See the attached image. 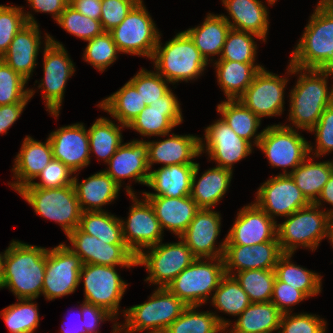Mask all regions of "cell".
Returning a JSON list of instances; mask_svg holds the SVG:
<instances>
[{
	"instance_id": "obj_1",
	"label": "cell",
	"mask_w": 333,
	"mask_h": 333,
	"mask_svg": "<svg viewBox=\"0 0 333 333\" xmlns=\"http://www.w3.org/2000/svg\"><path fill=\"white\" fill-rule=\"evenodd\" d=\"M48 248L12 240L5 250L0 289L8 288L17 299L42 295Z\"/></svg>"
},
{
	"instance_id": "obj_2",
	"label": "cell",
	"mask_w": 333,
	"mask_h": 333,
	"mask_svg": "<svg viewBox=\"0 0 333 333\" xmlns=\"http://www.w3.org/2000/svg\"><path fill=\"white\" fill-rule=\"evenodd\" d=\"M288 64L287 75L299 76L289 92L288 120L293 125L286 126L310 132L326 107L333 103V85L331 88L328 87L329 75L318 69H301Z\"/></svg>"
},
{
	"instance_id": "obj_3",
	"label": "cell",
	"mask_w": 333,
	"mask_h": 333,
	"mask_svg": "<svg viewBox=\"0 0 333 333\" xmlns=\"http://www.w3.org/2000/svg\"><path fill=\"white\" fill-rule=\"evenodd\" d=\"M332 50L333 5L329 1L319 0L289 61L297 68L319 69Z\"/></svg>"
},
{
	"instance_id": "obj_4",
	"label": "cell",
	"mask_w": 333,
	"mask_h": 333,
	"mask_svg": "<svg viewBox=\"0 0 333 333\" xmlns=\"http://www.w3.org/2000/svg\"><path fill=\"white\" fill-rule=\"evenodd\" d=\"M160 38L161 34L151 60L155 70L165 80L174 85L179 81L195 80L202 75L209 62L184 31L166 41L164 46Z\"/></svg>"
},
{
	"instance_id": "obj_5",
	"label": "cell",
	"mask_w": 333,
	"mask_h": 333,
	"mask_svg": "<svg viewBox=\"0 0 333 333\" xmlns=\"http://www.w3.org/2000/svg\"><path fill=\"white\" fill-rule=\"evenodd\" d=\"M187 305L167 288H156L144 303L133 305L122 312L119 333H164L185 310Z\"/></svg>"
},
{
	"instance_id": "obj_6",
	"label": "cell",
	"mask_w": 333,
	"mask_h": 333,
	"mask_svg": "<svg viewBox=\"0 0 333 333\" xmlns=\"http://www.w3.org/2000/svg\"><path fill=\"white\" fill-rule=\"evenodd\" d=\"M277 224V239L282 253H291L298 247L315 251L327 238L329 215L315 204L299 209Z\"/></svg>"
},
{
	"instance_id": "obj_7",
	"label": "cell",
	"mask_w": 333,
	"mask_h": 333,
	"mask_svg": "<svg viewBox=\"0 0 333 333\" xmlns=\"http://www.w3.org/2000/svg\"><path fill=\"white\" fill-rule=\"evenodd\" d=\"M225 275L223 258H196L167 289L187 306H202L212 298Z\"/></svg>"
},
{
	"instance_id": "obj_8",
	"label": "cell",
	"mask_w": 333,
	"mask_h": 333,
	"mask_svg": "<svg viewBox=\"0 0 333 333\" xmlns=\"http://www.w3.org/2000/svg\"><path fill=\"white\" fill-rule=\"evenodd\" d=\"M40 217L58 223L65 235L79 226L82 210L74 185L61 188H21L17 191Z\"/></svg>"
},
{
	"instance_id": "obj_9",
	"label": "cell",
	"mask_w": 333,
	"mask_h": 333,
	"mask_svg": "<svg viewBox=\"0 0 333 333\" xmlns=\"http://www.w3.org/2000/svg\"><path fill=\"white\" fill-rule=\"evenodd\" d=\"M44 39V78L41 79L38 89L42 90L46 111L57 119L64 99L66 83L76 70L62 43L53 39L48 33H45Z\"/></svg>"
},
{
	"instance_id": "obj_10",
	"label": "cell",
	"mask_w": 333,
	"mask_h": 333,
	"mask_svg": "<svg viewBox=\"0 0 333 333\" xmlns=\"http://www.w3.org/2000/svg\"><path fill=\"white\" fill-rule=\"evenodd\" d=\"M143 3L140 0L109 33L122 54L146 56L151 60L161 33Z\"/></svg>"
},
{
	"instance_id": "obj_11",
	"label": "cell",
	"mask_w": 333,
	"mask_h": 333,
	"mask_svg": "<svg viewBox=\"0 0 333 333\" xmlns=\"http://www.w3.org/2000/svg\"><path fill=\"white\" fill-rule=\"evenodd\" d=\"M178 239L177 243L164 244L161 241L137 256L136 265L145 266L149 272L144 281L157 285L158 288H167L196 259L186 243L180 237Z\"/></svg>"
},
{
	"instance_id": "obj_12",
	"label": "cell",
	"mask_w": 333,
	"mask_h": 333,
	"mask_svg": "<svg viewBox=\"0 0 333 333\" xmlns=\"http://www.w3.org/2000/svg\"><path fill=\"white\" fill-rule=\"evenodd\" d=\"M297 131L279 123L263 129L257 148L266 155L272 168H283L279 175H289L310 155L309 142Z\"/></svg>"
},
{
	"instance_id": "obj_13",
	"label": "cell",
	"mask_w": 333,
	"mask_h": 333,
	"mask_svg": "<svg viewBox=\"0 0 333 333\" xmlns=\"http://www.w3.org/2000/svg\"><path fill=\"white\" fill-rule=\"evenodd\" d=\"M80 283H84V302L105 309L118 319L120 301L128 283L120 277L116 266L83 264Z\"/></svg>"
},
{
	"instance_id": "obj_14",
	"label": "cell",
	"mask_w": 333,
	"mask_h": 333,
	"mask_svg": "<svg viewBox=\"0 0 333 333\" xmlns=\"http://www.w3.org/2000/svg\"><path fill=\"white\" fill-rule=\"evenodd\" d=\"M125 190L133 204L127 220L120 219L123 238L126 246L137 257L142 251H146V248L160 243L164 232L149 201L145 197L142 200L138 199L129 185H126Z\"/></svg>"
},
{
	"instance_id": "obj_15",
	"label": "cell",
	"mask_w": 333,
	"mask_h": 333,
	"mask_svg": "<svg viewBox=\"0 0 333 333\" xmlns=\"http://www.w3.org/2000/svg\"><path fill=\"white\" fill-rule=\"evenodd\" d=\"M82 265L80 257L66 244L49 248L42 296L49 301L74 293L80 285Z\"/></svg>"
},
{
	"instance_id": "obj_16",
	"label": "cell",
	"mask_w": 333,
	"mask_h": 333,
	"mask_svg": "<svg viewBox=\"0 0 333 333\" xmlns=\"http://www.w3.org/2000/svg\"><path fill=\"white\" fill-rule=\"evenodd\" d=\"M289 79L261 69L238 100L258 118L280 116L284 112V90Z\"/></svg>"
},
{
	"instance_id": "obj_17",
	"label": "cell",
	"mask_w": 333,
	"mask_h": 333,
	"mask_svg": "<svg viewBox=\"0 0 333 333\" xmlns=\"http://www.w3.org/2000/svg\"><path fill=\"white\" fill-rule=\"evenodd\" d=\"M204 135V139L200 138V153L206 151L216 166L233 171L236 162L252 153L253 145L239 137L222 118L207 126Z\"/></svg>"
},
{
	"instance_id": "obj_18",
	"label": "cell",
	"mask_w": 333,
	"mask_h": 333,
	"mask_svg": "<svg viewBox=\"0 0 333 333\" xmlns=\"http://www.w3.org/2000/svg\"><path fill=\"white\" fill-rule=\"evenodd\" d=\"M272 219L287 217L311 203L290 175H276L261 184L254 201Z\"/></svg>"
},
{
	"instance_id": "obj_19",
	"label": "cell",
	"mask_w": 333,
	"mask_h": 333,
	"mask_svg": "<svg viewBox=\"0 0 333 333\" xmlns=\"http://www.w3.org/2000/svg\"><path fill=\"white\" fill-rule=\"evenodd\" d=\"M72 246H67L76 253L83 264H98L131 268L136 265V255L126 244H106L96 236L82 232L78 227L67 235Z\"/></svg>"
},
{
	"instance_id": "obj_20",
	"label": "cell",
	"mask_w": 333,
	"mask_h": 333,
	"mask_svg": "<svg viewBox=\"0 0 333 333\" xmlns=\"http://www.w3.org/2000/svg\"><path fill=\"white\" fill-rule=\"evenodd\" d=\"M269 241H278L277 221L255 202L239 210L226 236V245L253 246Z\"/></svg>"
},
{
	"instance_id": "obj_21",
	"label": "cell",
	"mask_w": 333,
	"mask_h": 333,
	"mask_svg": "<svg viewBox=\"0 0 333 333\" xmlns=\"http://www.w3.org/2000/svg\"><path fill=\"white\" fill-rule=\"evenodd\" d=\"M220 232V213L214 209H199L187 229L179 237L196 258H223L226 236L220 245L215 244Z\"/></svg>"
},
{
	"instance_id": "obj_22",
	"label": "cell",
	"mask_w": 333,
	"mask_h": 333,
	"mask_svg": "<svg viewBox=\"0 0 333 333\" xmlns=\"http://www.w3.org/2000/svg\"><path fill=\"white\" fill-rule=\"evenodd\" d=\"M182 122L180 103L171 89L165 96L146 106L127 128L144 137H164Z\"/></svg>"
},
{
	"instance_id": "obj_23",
	"label": "cell",
	"mask_w": 333,
	"mask_h": 333,
	"mask_svg": "<svg viewBox=\"0 0 333 333\" xmlns=\"http://www.w3.org/2000/svg\"><path fill=\"white\" fill-rule=\"evenodd\" d=\"M48 138L53 158L60 160L75 174L90 164L89 136L83 123L59 127Z\"/></svg>"
},
{
	"instance_id": "obj_24",
	"label": "cell",
	"mask_w": 333,
	"mask_h": 333,
	"mask_svg": "<svg viewBox=\"0 0 333 333\" xmlns=\"http://www.w3.org/2000/svg\"><path fill=\"white\" fill-rule=\"evenodd\" d=\"M104 171L120 186L125 178L147 185L150 170L148 167V144L145 140H131L122 143Z\"/></svg>"
},
{
	"instance_id": "obj_25",
	"label": "cell",
	"mask_w": 333,
	"mask_h": 333,
	"mask_svg": "<svg viewBox=\"0 0 333 333\" xmlns=\"http://www.w3.org/2000/svg\"><path fill=\"white\" fill-rule=\"evenodd\" d=\"M278 241H269L253 246L225 245L223 254L225 274L245 270H274L282 255Z\"/></svg>"
},
{
	"instance_id": "obj_26",
	"label": "cell",
	"mask_w": 333,
	"mask_h": 333,
	"mask_svg": "<svg viewBox=\"0 0 333 333\" xmlns=\"http://www.w3.org/2000/svg\"><path fill=\"white\" fill-rule=\"evenodd\" d=\"M168 138L159 141H147L148 167L154 163L167 167L173 164H196L194 158L199 157L200 137L196 135L167 134Z\"/></svg>"
},
{
	"instance_id": "obj_27",
	"label": "cell",
	"mask_w": 333,
	"mask_h": 333,
	"mask_svg": "<svg viewBox=\"0 0 333 333\" xmlns=\"http://www.w3.org/2000/svg\"><path fill=\"white\" fill-rule=\"evenodd\" d=\"M42 36L38 24L27 23L14 36L1 59L15 72L29 81L37 66Z\"/></svg>"
},
{
	"instance_id": "obj_28",
	"label": "cell",
	"mask_w": 333,
	"mask_h": 333,
	"mask_svg": "<svg viewBox=\"0 0 333 333\" xmlns=\"http://www.w3.org/2000/svg\"><path fill=\"white\" fill-rule=\"evenodd\" d=\"M52 158L53 153L49 138L46 139V142H40L29 135L26 136L12 168L13 179L16 181L9 182L8 185L17 192L34 181Z\"/></svg>"
},
{
	"instance_id": "obj_29",
	"label": "cell",
	"mask_w": 333,
	"mask_h": 333,
	"mask_svg": "<svg viewBox=\"0 0 333 333\" xmlns=\"http://www.w3.org/2000/svg\"><path fill=\"white\" fill-rule=\"evenodd\" d=\"M143 197L153 207L163 232L168 229L178 237L187 229L200 209L190 195L177 198H166L163 196Z\"/></svg>"
},
{
	"instance_id": "obj_30",
	"label": "cell",
	"mask_w": 333,
	"mask_h": 333,
	"mask_svg": "<svg viewBox=\"0 0 333 333\" xmlns=\"http://www.w3.org/2000/svg\"><path fill=\"white\" fill-rule=\"evenodd\" d=\"M221 1L230 15L222 16L232 29L255 34L266 42L269 30V12L267 6L263 4L264 2L259 0ZM230 17L233 21L230 20Z\"/></svg>"
},
{
	"instance_id": "obj_31",
	"label": "cell",
	"mask_w": 333,
	"mask_h": 333,
	"mask_svg": "<svg viewBox=\"0 0 333 333\" xmlns=\"http://www.w3.org/2000/svg\"><path fill=\"white\" fill-rule=\"evenodd\" d=\"M199 170L200 165L196 163L192 173L190 197L200 209H213L228 191L233 171L215 166L204 171L198 178Z\"/></svg>"
},
{
	"instance_id": "obj_32",
	"label": "cell",
	"mask_w": 333,
	"mask_h": 333,
	"mask_svg": "<svg viewBox=\"0 0 333 333\" xmlns=\"http://www.w3.org/2000/svg\"><path fill=\"white\" fill-rule=\"evenodd\" d=\"M73 185L82 212L105 211L102 206L116 200L121 189L104 170L91 175L80 183L75 175Z\"/></svg>"
},
{
	"instance_id": "obj_33",
	"label": "cell",
	"mask_w": 333,
	"mask_h": 333,
	"mask_svg": "<svg viewBox=\"0 0 333 333\" xmlns=\"http://www.w3.org/2000/svg\"><path fill=\"white\" fill-rule=\"evenodd\" d=\"M196 164H173L150 171L148 183L155 193L143 192V196L177 198L189 196L191 179Z\"/></svg>"
},
{
	"instance_id": "obj_34",
	"label": "cell",
	"mask_w": 333,
	"mask_h": 333,
	"mask_svg": "<svg viewBox=\"0 0 333 333\" xmlns=\"http://www.w3.org/2000/svg\"><path fill=\"white\" fill-rule=\"evenodd\" d=\"M230 29L229 23L223 18L222 14L208 13L202 24L184 32L191 38L206 61L212 62L214 60L209 57L212 56L213 58L214 55H221Z\"/></svg>"
},
{
	"instance_id": "obj_35",
	"label": "cell",
	"mask_w": 333,
	"mask_h": 333,
	"mask_svg": "<svg viewBox=\"0 0 333 333\" xmlns=\"http://www.w3.org/2000/svg\"><path fill=\"white\" fill-rule=\"evenodd\" d=\"M217 81L226 100L238 99L252 83L256 74L263 69L257 63H241L228 60H215Z\"/></svg>"
},
{
	"instance_id": "obj_36",
	"label": "cell",
	"mask_w": 333,
	"mask_h": 333,
	"mask_svg": "<svg viewBox=\"0 0 333 333\" xmlns=\"http://www.w3.org/2000/svg\"><path fill=\"white\" fill-rule=\"evenodd\" d=\"M282 312L272 302L251 303L230 328V332H279Z\"/></svg>"
},
{
	"instance_id": "obj_37",
	"label": "cell",
	"mask_w": 333,
	"mask_h": 333,
	"mask_svg": "<svg viewBox=\"0 0 333 333\" xmlns=\"http://www.w3.org/2000/svg\"><path fill=\"white\" fill-rule=\"evenodd\" d=\"M217 112L239 137L257 147L263 133V130L257 133L261 119L250 109L236 99L222 101L217 105Z\"/></svg>"
},
{
	"instance_id": "obj_38",
	"label": "cell",
	"mask_w": 333,
	"mask_h": 333,
	"mask_svg": "<svg viewBox=\"0 0 333 333\" xmlns=\"http://www.w3.org/2000/svg\"><path fill=\"white\" fill-rule=\"evenodd\" d=\"M309 155L289 175L306 199L314 204L319 198L323 187L333 173L332 161L313 162Z\"/></svg>"
},
{
	"instance_id": "obj_39",
	"label": "cell",
	"mask_w": 333,
	"mask_h": 333,
	"mask_svg": "<svg viewBox=\"0 0 333 333\" xmlns=\"http://www.w3.org/2000/svg\"><path fill=\"white\" fill-rule=\"evenodd\" d=\"M200 306H187L183 313L167 327L164 333H224L231 320L211 311H197Z\"/></svg>"
},
{
	"instance_id": "obj_40",
	"label": "cell",
	"mask_w": 333,
	"mask_h": 333,
	"mask_svg": "<svg viewBox=\"0 0 333 333\" xmlns=\"http://www.w3.org/2000/svg\"><path fill=\"white\" fill-rule=\"evenodd\" d=\"M97 106L110 114L117 122L128 127L146 107V104L135 86L128 81L115 93L99 102Z\"/></svg>"
},
{
	"instance_id": "obj_41",
	"label": "cell",
	"mask_w": 333,
	"mask_h": 333,
	"mask_svg": "<svg viewBox=\"0 0 333 333\" xmlns=\"http://www.w3.org/2000/svg\"><path fill=\"white\" fill-rule=\"evenodd\" d=\"M293 254L283 253L275 266L276 277L291 287L302 291L308 298L321 293L322 276L315 271H310L291 260Z\"/></svg>"
},
{
	"instance_id": "obj_42",
	"label": "cell",
	"mask_w": 333,
	"mask_h": 333,
	"mask_svg": "<svg viewBox=\"0 0 333 333\" xmlns=\"http://www.w3.org/2000/svg\"><path fill=\"white\" fill-rule=\"evenodd\" d=\"M120 126V127H119ZM127 128L106 117H100L87 129L90 154L107 163L123 142L122 130Z\"/></svg>"
},
{
	"instance_id": "obj_43",
	"label": "cell",
	"mask_w": 333,
	"mask_h": 333,
	"mask_svg": "<svg viewBox=\"0 0 333 333\" xmlns=\"http://www.w3.org/2000/svg\"><path fill=\"white\" fill-rule=\"evenodd\" d=\"M78 228L106 244H125L120 218L107 211H84Z\"/></svg>"
},
{
	"instance_id": "obj_44",
	"label": "cell",
	"mask_w": 333,
	"mask_h": 333,
	"mask_svg": "<svg viewBox=\"0 0 333 333\" xmlns=\"http://www.w3.org/2000/svg\"><path fill=\"white\" fill-rule=\"evenodd\" d=\"M210 300L219 312L237 317L251 304L240 284L229 275L221 279Z\"/></svg>"
},
{
	"instance_id": "obj_45",
	"label": "cell",
	"mask_w": 333,
	"mask_h": 333,
	"mask_svg": "<svg viewBox=\"0 0 333 333\" xmlns=\"http://www.w3.org/2000/svg\"><path fill=\"white\" fill-rule=\"evenodd\" d=\"M18 303L4 308L0 316L11 333H34L39 326L38 305L34 299H17Z\"/></svg>"
},
{
	"instance_id": "obj_46",
	"label": "cell",
	"mask_w": 333,
	"mask_h": 333,
	"mask_svg": "<svg viewBox=\"0 0 333 333\" xmlns=\"http://www.w3.org/2000/svg\"><path fill=\"white\" fill-rule=\"evenodd\" d=\"M248 295L251 303L271 302L275 270H245L232 275Z\"/></svg>"
},
{
	"instance_id": "obj_47",
	"label": "cell",
	"mask_w": 333,
	"mask_h": 333,
	"mask_svg": "<svg viewBox=\"0 0 333 333\" xmlns=\"http://www.w3.org/2000/svg\"><path fill=\"white\" fill-rule=\"evenodd\" d=\"M256 38L262 40L255 34L231 28L217 60L255 63L258 48L254 41Z\"/></svg>"
},
{
	"instance_id": "obj_48",
	"label": "cell",
	"mask_w": 333,
	"mask_h": 333,
	"mask_svg": "<svg viewBox=\"0 0 333 333\" xmlns=\"http://www.w3.org/2000/svg\"><path fill=\"white\" fill-rule=\"evenodd\" d=\"M27 23L38 24L22 6L0 5V58L7 52L16 33Z\"/></svg>"
},
{
	"instance_id": "obj_49",
	"label": "cell",
	"mask_w": 333,
	"mask_h": 333,
	"mask_svg": "<svg viewBox=\"0 0 333 333\" xmlns=\"http://www.w3.org/2000/svg\"><path fill=\"white\" fill-rule=\"evenodd\" d=\"M27 80L0 59V106L29 101L36 93L25 86Z\"/></svg>"
},
{
	"instance_id": "obj_50",
	"label": "cell",
	"mask_w": 333,
	"mask_h": 333,
	"mask_svg": "<svg viewBox=\"0 0 333 333\" xmlns=\"http://www.w3.org/2000/svg\"><path fill=\"white\" fill-rule=\"evenodd\" d=\"M86 42L88 44L84 49L83 59L101 73L117 60L119 53L121 54L109 32H103Z\"/></svg>"
},
{
	"instance_id": "obj_51",
	"label": "cell",
	"mask_w": 333,
	"mask_h": 333,
	"mask_svg": "<svg viewBox=\"0 0 333 333\" xmlns=\"http://www.w3.org/2000/svg\"><path fill=\"white\" fill-rule=\"evenodd\" d=\"M56 23L67 33L84 41H89L104 32L100 20L91 19L79 13L70 4L61 13Z\"/></svg>"
},
{
	"instance_id": "obj_52",
	"label": "cell",
	"mask_w": 333,
	"mask_h": 333,
	"mask_svg": "<svg viewBox=\"0 0 333 333\" xmlns=\"http://www.w3.org/2000/svg\"><path fill=\"white\" fill-rule=\"evenodd\" d=\"M140 93L146 106L152 104L159 98L165 96L171 89L169 82L165 80L157 71H148L144 68L129 80Z\"/></svg>"
},
{
	"instance_id": "obj_53",
	"label": "cell",
	"mask_w": 333,
	"mask_h": 333,
	"mask_svg": "<svg viewBox=\"0 0 333 333\" xmlns=\"http://www.w3.org/2000/svg\"><path fill=\"white\" fill-rule=\"evenodd\" d=\"M74 172L60 160L52 158L48 165L37 175L40 182L32 181L22 188L52 189L73 185Z\"/></svg>"
},
{
	"instance_id": "obj_54",
	"label": "cell",
	"mask_w": 333,
	"mask_h": 333,
	"mask_svg": "<svg viewBox=\"0 0 333 333\" xmlns=\"http://www.w3.org/2000/svg\"><path fill=\"white\" fill-rule=\"evenodd\" d=\"M282 314L278 333H326L324 318L311 313Z\"/></svg>"
},
{
	"instance_id": "obj_55",
	"label": "cell",
	"mask_w": 333,
	"mask_h": 333,
	"mask_svg": "<svg viewBox=\"0 0 333 333\" xmlns=\"http://www.w3.org/2000/svg\"><path fill=\"white\" fill-rule=\"evenodd\" d=\"M310 132L316 135V146L314 149L309 143L310 155H314V158H319L333 151V103L326 107L319 121Z\"/></svg>"
},
{
	"instance_id": "obj_56",
	"label": "cell",
	"mask_w": 333,
	"mask_h": 333,
	"mask_svg": "<svg viewBox=\"0 0 333 333\" xmlns=\"http://www.w3.org/2000/svg\"><path fill=\"white\" fill-rule=\"evenodd\" d=\"M140 0H101L100 23L104 32L117 27Z\"/></svg>"
},
{
	"instance_id": "obj_57",
	"label": "cell",
	"mask_w": 333,
	"mask_h": 333,
	"mask_svg": "<svg viewBox=\"0 0 333 333\" xmlns=\"http://www.w3.org/2000/svg\"><path fill=\"white\" fill-rule=\"evenodd\" d=\"M308 297L300 290L280 281L277 277L274 282L271 302L284 314L290 313L291 307L299 304Z\"/></svg>"
},
{
	"instance_id": "obj_58",
	"label": "cell",
	"mask_w": 333,
	"mask_h": 333,
	"mask_svg": "<svg viewBox=\"0 0 333 333\" xmlns=\"http://www.w3.org/2000/svg\"><path fill=\"white\" fill-rule=\"evenodd\" d=\"M82 321L86 333H99L98 326L103 321H113L115 318L105 309L83 301L81 304Z\"/></svg>"
},
{
	"instance_id": "obj_59",
	"label": "cell",
	"mask_w": 333,
	"mask_h": 333,
	"mask_svg": "<svg viewBox=\"0 0 333 333\" xmlns=\"http://www.w3.org/2000/svg\"><path fill=\"white\" fill-rule=\"evenodd\" d=\"M30 101L0 106V134H7L8 129L18 120Z\"/></svg>"
},
{
	"instance_id": "obj_60",
	"label": "cell",
	"mask_w": 333,
	"mask_h": 333,
	"mask_svg": "<svg viewBox=\"0 0 333 333\" xmlns=\"http://www.w3.org/2000/svg\"><path fill=\"white\" fill-rule=\"evenodd\" d=\"M31 10L35 12L49 13L57 21L61 13L69 5L70 0H26Z\"/></svg>"
},
{
	"instance_id": "obj_61",
	"label": "cell",
	"mask_w": 333,
	"mask_h": 333,
	"mask_svg": "<svg viewBox=\"0 0 333 333\" xmlns=\"http://www.w3.org/2000/svg\"><path fill=\"white\" fill-rule=\"evenodd\" d=\"M69 4L79 13L91 19L100 20L101 0H70Z\"/></svg>"
},
{
	"instance_id": "obj_62",
	"label": "cell",
	"mask_w": 333,
	"mask_h": 333,
	"mask_svg": "<svg viewBox=\"0 0 333 333\" xmlns=\"http://www.w3.org/2000/svg\"><path fill=\"white\" fill-rule=\"evenodd\" d=\"M326 202L333 206V173L329 177V180L326 182L325 186L322 189V192L317 199V201L314 203L315 205L319 206L321 208L322 203ZM325 212L328 213V215H333V209L325 210Z\"/></svg>"
},
{
	"instance_id": "obj_63",
	"label": "cell",
	"mask_w": 333,
	"mask_h": 333,
	"mask_svg": "<svg viewBox=\"0 0 333 333\" xmlns=\"http://www.w3.org/2000/svg\"><path fill=\"white\" fill-rule=\"evenodd\" d=\"M79 309H80V311H79L80 313L79 312L77 313V315L79 317L76 316L79 319L74 322L73 321L74 319L70 318L73 321L72 325L69 322H68L69 324L67 323L68 324L67 326L65 324L64 325L62 324L61 333H86V331L84 329V322L82 321L81 306L79 307Z\"/></svg>"
},
{
	"instance_id": "obj_64",
	"label": "cell",
	"mask_w": 333,
	"mask_h": 333,
	"mask_svg": "<svg viewBox=\"0 0 333 333\" xmlns=\"http://www.w3.org/2000/svg\"><path fill=\"white\" fill-rule=\"evenodd\" d=\"M318 70L328 74L329 76H333V50L327 61Z\"/></svg>"
},
{
	"instance_id": "obj_65",
	"label": "cell",
	"mask_w": 333,
	"mask_h": 333,
	"mask_svg": "<svg viewBox=\"0 0 333 333\" xmlns=\"http://www.w3.org/2000/svg\"><path fill=\"white\" fill-rule=\"evenodd\" d=\"M327 238L329 239V242H331L333 246V215H330L328 218Z\"/></svg>"
},
{
	"instance_id": "obj_66",
	"label": "cell",
	"mask_w": 333,
	"mask_h": 333,
	"mask_svg": "<svg viewBox=\"0 0 333 333\" xmlns=\"http://www.w3.org/2000/svg\"><path fill=\"white\" fill-rule=\"evenodd\" d=\"M4 254H5V251H4V253L3 252L0 253V281H1V278H2V275H3V258H4Z\"/></svg>"
},
{
	"instance_id": "obj_67",
	"label": "cell",
	"mask_w": 333,
	"mask_h": 333,
	"mask_svg": "<svg viewBox=\"0 0 333 333\" xmlns=\"http://www.w3.org/2000/svg\"><path fill=\"white\" fill-rule=\"evenodd\" d=\"M118 322L116 321L115 324L113 325V331L112 333H119V326H118Z\"/></svg>"
},
{
	"instance_id": "obj_68",
	"label": "cell",
	"mask_w": 333,
	"mask_h": 333,
	"mask_svg": "<svg viewBox=\"0 0 333 333\" xmlns=\"http://www.w3.org/2000/svg\"><path fill=\"white\" fill-rule=\"evenodd\" d=\"M266 1L271 6H273L277 2V0H266Z\"/></svg>"
}]
</instances>
